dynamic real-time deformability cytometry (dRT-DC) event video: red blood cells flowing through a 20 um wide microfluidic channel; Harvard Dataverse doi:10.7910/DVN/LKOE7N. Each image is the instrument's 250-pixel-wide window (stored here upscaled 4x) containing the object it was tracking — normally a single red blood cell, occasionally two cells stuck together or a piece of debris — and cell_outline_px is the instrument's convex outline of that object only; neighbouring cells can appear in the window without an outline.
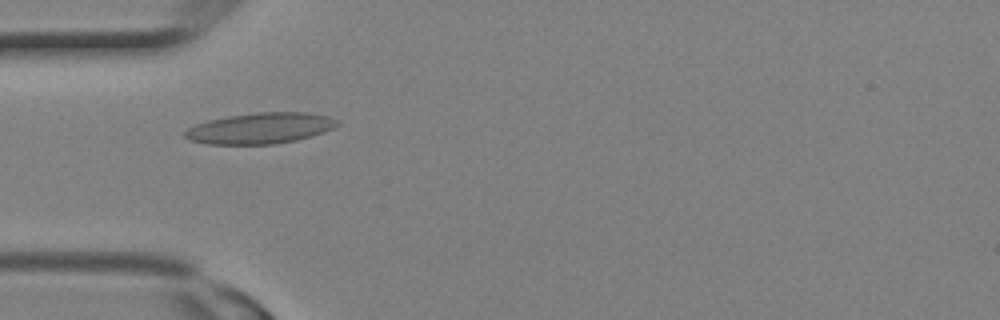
{"species": "Egyptian fruit bat (a non-hibernating species)", "species_latin": "Rousettus aegyptiacus", "temperature_condition": "room temperature", "stored_images_in_passage": 11, "camera_frame_rate_fps": 3000, "um_per_image_px": 0.085, "animal": {"sex": "female"}, "frame": {"image": 1, "passage_image": 8, "time_ms": 2.333, "image_size_px": [1000, 320], "cell_outline_px": [[340, 124], [324, 132], [312, 136], [296, 140], [276, 144], [208, 144], [188, 140], [184, 136], [184, 132], [188, 128], [196, 124], [208, 120], [228, 116], [256, 112], [312, 112], [328, 116], [340, 120]], "centroid_in_image_um": [22.15, 10.89], "position_along_channel_um": 62.8, "area_um2": 27.69}}
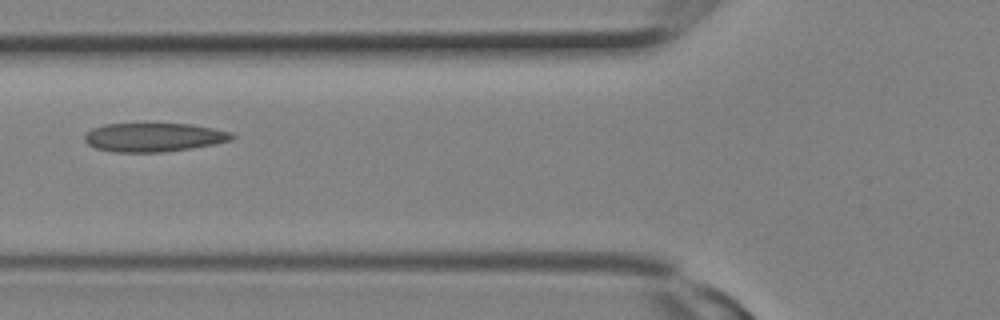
{"frame": {"image": 2, "passage_image": 10, "time_ms": 3.0, "image_size_px": [1000, 320], "cell_outline_px": [[236, 136], [232, 140], [212, 144], [188, 148], [160, 152], [112, 152], [96, 148], [88, 144], [84, 140], [84, 136], [92, 128], [104, 124], [144, 120], [192, 124], [232, 132]], "centroid_in_image_um": [13.03, 11.6], "position_along_channel_um": 112.8, "area_um2": 25.78}}